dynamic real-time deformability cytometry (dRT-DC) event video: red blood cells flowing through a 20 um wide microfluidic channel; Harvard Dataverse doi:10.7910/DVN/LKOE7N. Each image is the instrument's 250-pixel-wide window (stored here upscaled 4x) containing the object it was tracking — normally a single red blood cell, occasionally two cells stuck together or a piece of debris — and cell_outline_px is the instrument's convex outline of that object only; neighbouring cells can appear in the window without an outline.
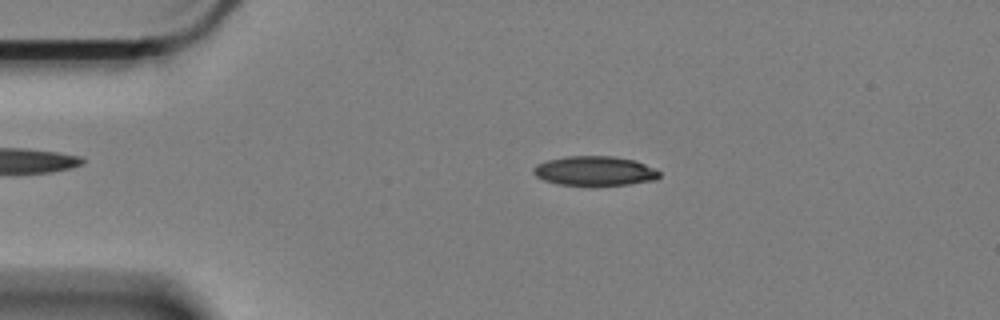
{"species": "Egyptian fruit bat (a non-hibernating species)", "species_latin": "Rousettus aegyptiacus", "temperature_condition": "cold", "stored_images_in_passage": 58, "camera_frame_rate_fps": 3000, "um_per_image_px": 0.085, "animal": {"sex": "female"}, "frame": {"image": 1, "passage_image": 11, "time_ms": 3.333, "image_size_px": [1000, 320], "cell_outline_px": [[660, 176], [656, 180], [628, 184], [556, 184], [544, 180], [536, 176], [532, 172], [532, 168], [536, 164], [548, 160], [568, 156], [612, 156], [632, 160], [644, 164], [660, 172]], "centroid_in_image_um": [50.51, 14.52], "position_along_channel_um": 34.5, "area_um2": 21.21}}
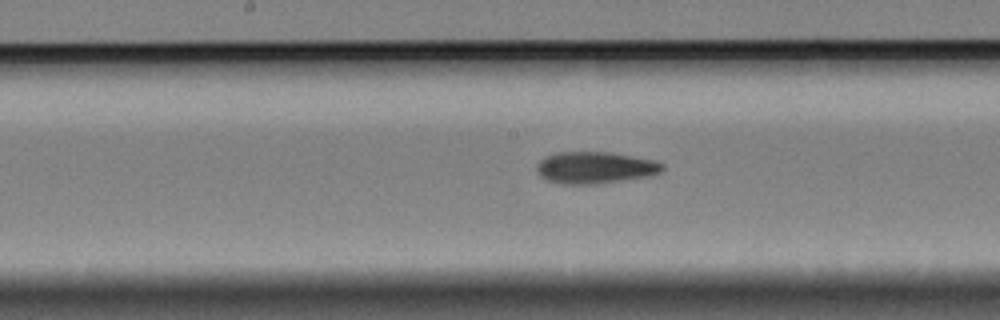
{"frame": {"image": 2, "passage_image": 29, "time_ms": 9.333, "image_size_px": [1000, 320], "cell_outline_px": [[664, 168], [660, 172], [652, 176], [596, 184], [560, 184], [548, 180], [540, 176], [536, 172], [536, 164], [544, 156], [556, 152], [608, 152], [656, 160], [664, 164]], "centroid_in_image_um": [50.57, 14.25], "position_along_channel_um": 197.6, "area_um2": 23.58}}
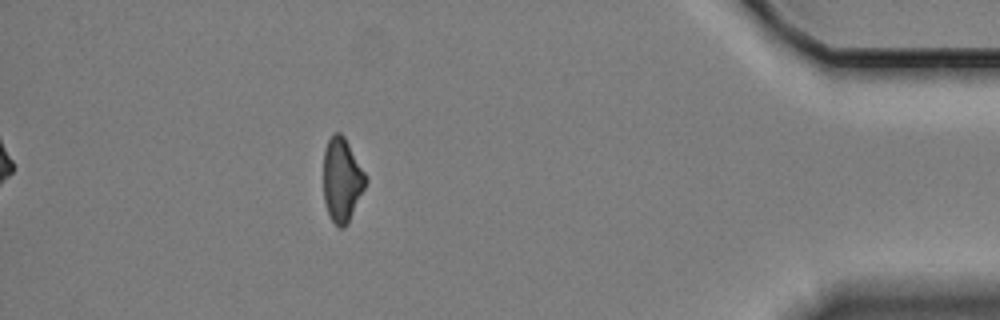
{"frame": {"image": 3, "passage_image": 52, "time_ms": 17.0, "image_size_px": [1000, 320], "cell_outline_px": [[368, 180], [348, 224], [344, 228], [336, 228], [328, 212], [324, 200], [324, 148], [328, 140], [336, 132], [340, 132], [344, 136], [364, 172]], "centroid_in_image_um": [29.06, 15.32], "position_along_channel_um": 406.1, "area_um2": 20.52}, "authors_computed_cell_mechanics": {"area_um2": 22.1952, "velocity_mm_per_s": 3.3386, "shape_relaxation_time_tau1_ms": null, "shape_relaxation_time_tau2_ms": 5.9196, "deformation_change_tau1": null, "deformation_change_tau2": 0.1351}}